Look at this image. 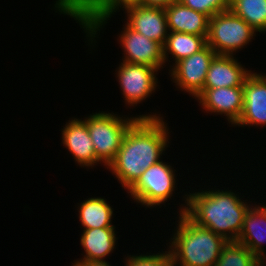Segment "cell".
<instances>
[{"instance_id": "cell-1", "label": "cell", "mask_w": 266, "mask_h": 266, "mask_svg": "<svg viewBox=\"0 0 266 266\" xmlns=\"http://www.w3.org/2000/svg\"><path fill=\"white\" fill-rule=\"evenodd\" d=\"M167 129L163 118L138 119L126 132L107 169L112 170L127 191L147 168L160 161L169 140Z\"/></svg>"}, {"instance_id": "cell-2", "label": "cell", "mask_w": 266, "mask_h": 266, "mask_svg": "<svg viewBox=\"0 0 266 266\" xmlns=\"http://www.w3.org/2000/svg\"><path fill=\"white\" fill-rule=\"evenodd\" d=\"M188 195V196H187ZM185 213L197 225L208 228L227 241H237L249 206L231 191H203L187 194Z\"/></svg>"}, {"instance_id": "cell-3", "label": "cell", "mask_w": 266, "mask_h": 266, "mask_svg": "<svg viewBox=\"0 0 266 266\" xmlns=\"http://www.w3.org/2000/svg\"><path fill=\"white\" fill-rule=\"evenodd\" d=\"M178 215L179 225L169 246L173 265L214 266L228 241L208 228L197 225L185 213Z\"/></svg>"}, {"instance_id": "cell-4", "label": "cell", "mask_w": 266, "mask_h": 266, "mask_svg": "<svg viewBox=\"0 0 266 266\" xmlns=\"http://www.w3.org/2000/svg\"><path fill=\"white\" fill-rule=\"evenodd\" d=\"M157 118L161 117L157 116L156 113L155 115H140L135 118L122 119L114 113L99 112L93 113L84 121L87 123L96 157L108 166L121 147L126 132L138 119Z\"/></svg>"}, {"instance_id": "cell-5", "label": "cell", "mask_w": 266, "mask_h": 266, "mask_svg": "<svg viewBox=\"0 0 266 266\" xmlns=\"http://www.w3.org/2000/svg\"><path fill=\"white\" fill-rule=\"evenodd\" d=\"M255 32L229 9L210 18L206 43L217 55H233L251 41Z\"/></svg>"}, {"instance_id": "cell-6", "label": "cell", "mask_w": 266, "mask_h": 266, "mask_svg": "<svg viewBox=\"0 0 266 266\" xmlns=\"http://www.w3.org/2000/svg\"><path fill=\"white\" fill-rule=\"evenodd\" d=\"M175 170L159 161L147 168L128 190L131 197L146 207L165 203L176 188Z\"/></svg>"}, {"instance_id": "cell-7", "label": "cell", "mask_w": 266, "mask_h": 266, "mask_svg": "<svg viewBox=\"0 0 266 266\" xmlns=\"http://www.w3.org/2000/svg\"><path fill=\"white\" fill-rule=\"evenodd\" d=\"M117 70L120 89L123 91L124 100L130 106H136L145 100L157 87V68L123 61Z\"/></svg>"}, {"instance_id": "cell-8", "label": "cell", "mask_w": 266, "mask_h": 266, "mask_svg": "<svg viewBox=\"0 0 266 266\" xmlns=\"http://www.w3.org/2000/svg\"><path fill=\"white\" fill-rule=\"evenodd\" d=\"M216 53L206 45L199 52L174 63L171 70L176 85L196 97L204 88L209 65Z\"/></svg>"}, {"instance_id": "cell-9", "label": "cell", "mask_w": 266, "mask_h": 266, "mask_svg": "<svg viewBox=\"0 0 266 266\" xmlns=\"http://www.w3.org/2000/svg\"><path fill=\"white\" fill-rule=\"evenodd\" d=\"M120 37V44L124 50V62L131 64H144L154 68L162 67L165 63L163 45L143 36L131 29L127 24ZM126 55V56H125Z\"/></svg>"}, {"instance_id": "cell-10", "label": "cell", "mask_w": 266, "mask_h": 266, "mask_svg": "<svg viewBox=\"0 0 266 266\" xmlns=\"http://www.w3.org/2000/svg\"><path fill=\"white\" fill-rule=\"evenodd\" d=\"M242 115L235 125H266V75L251 73L243 85Z\"/></svg>"}, {"instance_id": "cell-11", "label": "cell", "mask_w": 266, "mask_h": 266, "mask_svg": "<svg viewBox=\"0 0 266 266\" xmlns=\"http://www.w3.org/2000/svg\"><path fill=\"white\" fill-rule=\"evenodd\" d=\"M124 9L128 16L126 24L131 29L164 45L169 33L164 8L132 5Z\"/></svg>"}, {"instance_id": "cell-12", "label": "cell", "mask_w": 266, "mask_h": 266, "mask_svg": "<svg viewBox=\"0 0 266 266\" xmlns=\"http://www.w3.org/2000/svg\"><path fill=\"white\" fill-rule=\"evenodd\" d=\"M195 98L206 112L224 114L235 125L242 115L243 87H220L202 90Z\"/></svg>"}, {"instance_id": "cell-13", "label": "cell", "mask_w": 266, "mask_h": 266, "mask_svg": "<svg viewBox=\"0 0 266 266\" xmlns=\"http://www.w3.org/2000/svg\"><path fill=\"white\" fill-rule=\"evenodd\" d=\"M144 0H87L71 17L77 20L86 30L90 41L95 37L99 28L106 24L108 18L119 10L132 5H140ZM90 35V36H89Z\"/></svg>"}, {"instance_id": "cell-14", "label": "cell", "mask_w": 266, "mask_h": 266, "mask_svg": "<svg viewBox=\"0 0 266 266\" xmlns=\"http://www.w3.org/2000/svg\"><path fill=\"white\" fill-rule=\"evenodd\" d=\"M251 71L245 70L233 55H215L207 71L203 90L220 87H243Z\"/></svg>"}, {"instance_id": "cell-15", "label": "cell", "mask_w": 266, "mask_h": 266, "mask_svg": "<svg viewBox=\"0 0 266 266\" xmlns=\"http://www.w3.org/2000/svg\"><path fill=\"white\" fill-rule=\"evenodd\" d=\"M62 144L81 166L91 167L101 161L96 157L94 146L84 120L72 119L62 129Z\"/></svg>"}, {"instance_id": "cell-16", "label": "cell", "mask_w": 266, "mask_h": 266, "mask_svg": "<svg viewBox=\"0 0 266 266\" xmlns=\"http://www.w3.org/2000/svg\"><path fill=\"white\" fill-rule=\"evenodd\" d=\"M168 31L207 36L210 17L177 1L164 8Z\"/></svg>"}, {"instance_id": "cell-17", "label": "cell", "mask_w": 266, "mask_h": 266, "mask_svg": "<svg viewBox=\"0 0 266 266\" xmlns=\"http://www.w3.org/2000/svg\"><path fill=\"white\" fill-rule=\"evenodd\" d=\"M237 241L246 246L263 264H266L263 248V243L266 241V206L249 208Z\"/></svg>"}, {"instance_id": "cell-18", "label": "cell", "mask_w": 266, "mask_h": 266, "mask_svg": "<svg viewBox=\"0 0 266 266\" xmlns=\"http://www.w3.org/2000/svg\"><path fill=\"white\" fill-rule=\"evenodd\" d=\"M115 227L84 229L80 243L85 250L83 259L76 261L87 263L92 261H104L115 247Z\"/></svg>"}, {"instance_id": "cell-19", "label": "cell", "mask_w": 266, "mask_h": 266, "mask_svg": "<svg viewBox=\"0 0 266 266\" xmlns=\"http://www.w3.org/2000/svg\"><path fill=\"white\" fill-rule=\"evenodd\" d=\"M206 37L207 36H199L188 33L169 32L163 45V56L165 62L168 59L167 57L169 52V54L172 55V58H175V63L199 52L207 45Z\"/></svg>"}, {"instance_id": "cell-20", "label": "cell", "mask_w": 266, "mask_h": 266, "mask_svg": "<svg viewBox=\"0 0 266 266\" xmlns=\"http://www.w3.org/2000/svg\"><path fill=\"white\" fill-rule=\"evenodd\" d=\"M112 209L104 198H88L79 206V221L84 229L114 227Z\"/></svg>"}, {"instance_id": "cell-21", "label": "cell", "mask_w": 266, "mask_h": 266, "mask_svg": "<svg viewBox=\"0 0 266 266\" xmlns=\"http://www.w3.org/2000/svg\"><path fill=\"white\" fill-rule=\"evenodd\" d=\"M229 9L256 31H266V0H231Z\"/></svg>"}, {"instance_id": "cell-22", "label": "cell", "mask_w": 266, "mask_h": 266, "mask_svg": "<svg viewBox=\"0 0 266 266\" xmlns=\"http://www.w3.org/2000/svg\"><path fill=\"white\" fill-rule=\"evenodd\" d=\"M214 266H264V264L243 244L228 241Z\"/></svg>"}, {"instance_id": "cell-23", "label": "cell", "mask_w": 266, "mask_h": 266, "mask_svg": "<svg viewBox=\"0 0 266 266\" xmlns=\"http://www.w3.org/2000/svg\"><path fill=\"white\" fill-rule=\"evenodd\" d=\"M183 5L208 15L210 18L219 12L229 10V0H179Z\"/></svg>"}, {"instance_id": "cell-24", "label": "cell", "mask_w": 266, "mask_h": 266, "mask_svg": "<svg viewBox=\"0 0 266 266\" xmlns=\"http://www.w3.org/2000/svg\"><path fill=\"white\" fill-rule=\"evenodd\" d=\"M126 266H174L170 251L151 255L128 256Z\"/></svg>"}, {"instance_id": "cell-25", "label": "cell", "mask_w": 266, "mask_h": 266, "mask_svg": "<svg viewBox=\"0 0 266 266\" xmlns=\"http://www.w3.org/2000/svg\"><path fill=\"white\" fill-rule=\"evenodd\" d=\"M87 0H58L55 7L62 14L72 16Z\"/></svg>"}, {"instance_id": "cell-26", "label": "cell", "mask_w": 266, "mask_h": 266, "mask_svg": "<svg viewBox=\"0 0 266 266\" xmlns=\"http://www.w3.org/2000/svg\"><path fill=\"white\" fill-rule=\"evenodd\" d=\"M177 1L179 0H144L140 5L147 7L166 8L168 5Z\"/></svg>"}, {"instance_id": "cell-27", "label": "cell", "mask_w": 266, "mask_h": 266, "mask_svg": "<svg viewBox=\"0 0 266 266\" xmlns=\"http://www.w3.org/2000/svg\"><path fill=\"white\" fill-rule=\"evenodd\" d=\"M86 266H111L108 262L104 261H92L84 263Z\"/></svg>"}, {"instance_id": "cell-28", "label": "cell", "mask_w": 266, "mask_h": 266, "mask_svg": "<svg viewBox=\"0 0 266 266\" xmlns=\"http://www.w3.org/2000/svg\"><path fill=\"white\" fill-rule=\"evenodd\" d=\"M73 266H86V265L83 264V263L75 262V263L73 264Z\"/></svg>"}]
</instances>
